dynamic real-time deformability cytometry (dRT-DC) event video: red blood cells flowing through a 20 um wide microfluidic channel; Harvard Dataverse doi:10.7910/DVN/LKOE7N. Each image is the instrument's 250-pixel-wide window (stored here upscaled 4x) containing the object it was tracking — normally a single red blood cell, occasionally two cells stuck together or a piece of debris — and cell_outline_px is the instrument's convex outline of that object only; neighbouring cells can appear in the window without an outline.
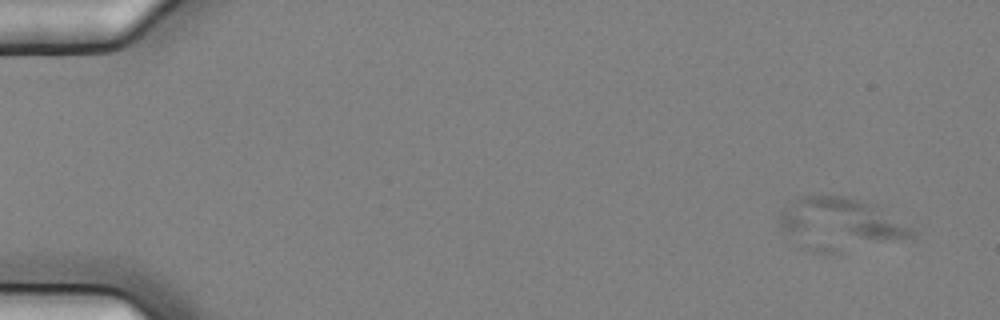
{"species": "common noctule bat (a hibernating species)", "species_latin": "Nyctalus noctula", "temperature_condition": "cold", "stored_images_in_passage": 6, "camera_frame_rate_fps": 3000, "um_per_image_px": 0.085, "animal": {"sex": "female", "body_mass_g": 25.1}, "frame": {"image": 1, "passage_image": 2, "time_ms": 0.333, "image_size_px": [1000, 320], "cell_outline_px": [[916, 236], [860, 236], [784, 228], [780, 224], [780, 212], [800, 196], [840, 196], [860, 200], [876, 204], [912, 228], [916, 232]], "centroid_in_image_um": [71.59, 18.48], "position_along_channel_um": 13.4, "area_um2": 28.5}}